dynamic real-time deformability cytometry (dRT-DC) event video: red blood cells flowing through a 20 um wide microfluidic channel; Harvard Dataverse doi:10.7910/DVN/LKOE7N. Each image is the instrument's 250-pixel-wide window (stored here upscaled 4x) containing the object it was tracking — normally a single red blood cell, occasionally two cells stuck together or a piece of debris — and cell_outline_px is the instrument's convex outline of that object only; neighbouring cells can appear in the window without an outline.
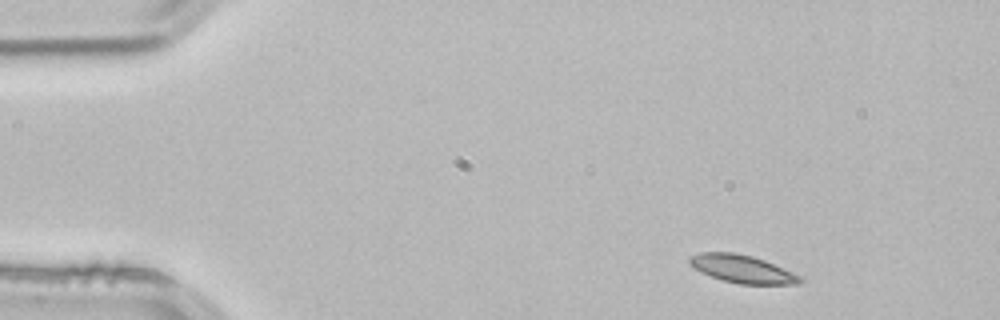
{"species": "common noctule bat (a hibernating species)", "species_latin": "Nyctalus noctula", "temperature_condition": "room temperature", "stored_images_in_passage": 2, "camera_frame_rate_fps": 3000, "um_per_image_px": 0.085, "animal": {"sex": "male", "body_mass_g": 21.5, "forearm_length_mm": 52.0}, "frame": {"image": 1, "passage_image": 1, "time_ms": 0.0, "image_size_px": [1000, 320], "cell_outline_px": [[804, 280], [800, 284], [740, 284], [724, 280], [700, 272], [688, 264], [688, 256], [700, 252], [736, 252], [752, 256], [764, 260], [800, 276]], "centroid_in_image_um": [63.04, 22.85], "position_along_channel_um": 22.0, "area_um2": 17.92}}